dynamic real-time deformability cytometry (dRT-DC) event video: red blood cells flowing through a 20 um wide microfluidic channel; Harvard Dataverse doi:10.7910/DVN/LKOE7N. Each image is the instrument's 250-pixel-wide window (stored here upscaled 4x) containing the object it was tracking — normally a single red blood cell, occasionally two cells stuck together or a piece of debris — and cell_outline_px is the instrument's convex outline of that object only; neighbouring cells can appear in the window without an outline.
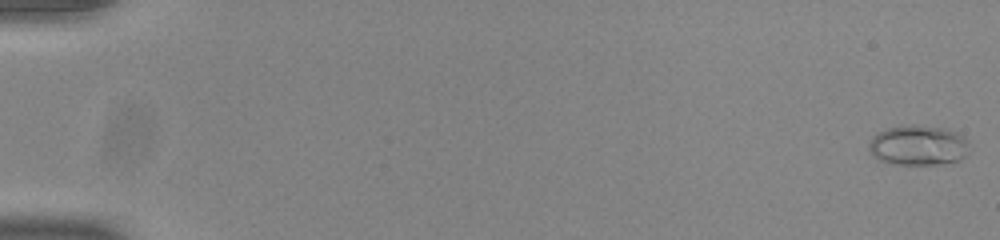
{"species": "common noctule bat (a hibernating species)", "species_latin": "Nyctalus noctula", "temperature_condition": "room temperature", "stored_images_in_passage": 7, "camera_frame_rate_fps": 3000, "um_per_image_px": 0.085, "animal": {"sex": "male", "body_mass_g": 20.0, "forearm_length_mm": 53.3}, "frame": {"image": 1, "passage_image": 1, "time_ms": 0.0, "image_size_px": [1000, 240], "cell_outline_px": [[968, 140], [964, 156], [960, 160], [936, 164], [896, 164], [880, 160], [868, 148], [868, 144], [872, 136], [876, 132], [888, 128], [912, 124], [948, 128], [964, 136]], "centroid_in_image_um": [78.04, 12.32], "position_along_channel_um": 7.0, "area_um2": 23.35}}